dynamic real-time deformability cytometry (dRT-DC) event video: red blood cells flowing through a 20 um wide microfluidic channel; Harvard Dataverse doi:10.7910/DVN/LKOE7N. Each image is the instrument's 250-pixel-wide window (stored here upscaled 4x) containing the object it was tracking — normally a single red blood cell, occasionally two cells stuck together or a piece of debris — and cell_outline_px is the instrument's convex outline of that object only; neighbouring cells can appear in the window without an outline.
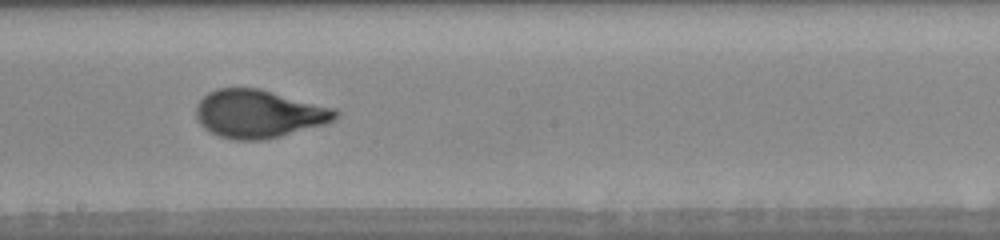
{"species": "human", "species_latin": "Homo sapiens", "temperature_condition": "warm", "stored_images_in_passage": 50, "camera_frame_rate_fps": 3000, "um_per_image_px": 0.085, "donor": {"sex": "female"}, "frame": {"image": 1, "passage_image": 29, "time_ms": 9.333, "image_size_px": [1000, 240], "cell_outline_px": [[340, 112], [332, 120], [324, 124], [280, 136], [264, 140], [236, 140], [220, 136], [204, 128], [200, 124], [196, 116], [196, 104], [208, 92], [216, 88], [260, 88], [336, 108]], "centroid_in_image_um": [21.99, 9.66], "position_along_channel_um": 226.2, "area_um2": 39.02}, "authors_computed_cell_mechanics": {"area_um2": 38.0902, "velocity_mm_per_s": 4.0164, "shape_relaxation_time_tau1_ms": 4.4297, "shape_relaxation_time_tau2_ms": null, "deformation_change_tau1": 0.2197, "deformation_change_tau2": null}}